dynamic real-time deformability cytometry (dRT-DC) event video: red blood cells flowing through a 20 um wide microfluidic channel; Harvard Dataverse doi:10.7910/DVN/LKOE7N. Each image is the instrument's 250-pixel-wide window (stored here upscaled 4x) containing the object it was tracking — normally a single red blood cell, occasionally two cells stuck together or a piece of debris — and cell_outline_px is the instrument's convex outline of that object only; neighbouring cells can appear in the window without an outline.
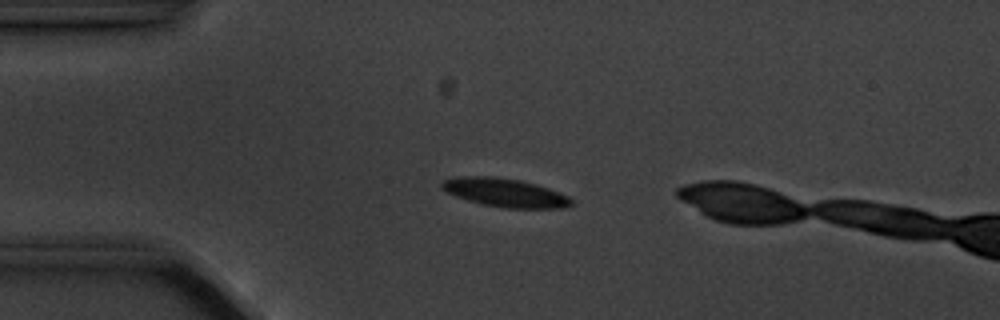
{"species": "common noctule bat (a hibernating species)", "species_latin": "Nyctalus noctula", "temperature_condition": "cold", "stored_images_in_passage": 4, "camera_frame_rate_fps": 3000, "um_per_image_px": 0.085, "animal": {"sex": "male", "body_mass_g": 20.1, "forearm_length_mm": 53.5}, "frame": {"image": 1, "passage_image": 3, "time_ms": 2.333, "image_size_px": [1000, 320], "cell_outline_px": [[572, 204], [564, 208], [504, 208], [484, 204], [468, 200], [456, 196], [440, 188], [440, 184], [444, 180], [464, 176], [488, 176], [520, 180], [548, 188], [568, 196], [572, 200]], "centroid_in_image_um": [42.93, 16.38], "position_along_channel_um": 42.1, "area_um2": 21.21}}